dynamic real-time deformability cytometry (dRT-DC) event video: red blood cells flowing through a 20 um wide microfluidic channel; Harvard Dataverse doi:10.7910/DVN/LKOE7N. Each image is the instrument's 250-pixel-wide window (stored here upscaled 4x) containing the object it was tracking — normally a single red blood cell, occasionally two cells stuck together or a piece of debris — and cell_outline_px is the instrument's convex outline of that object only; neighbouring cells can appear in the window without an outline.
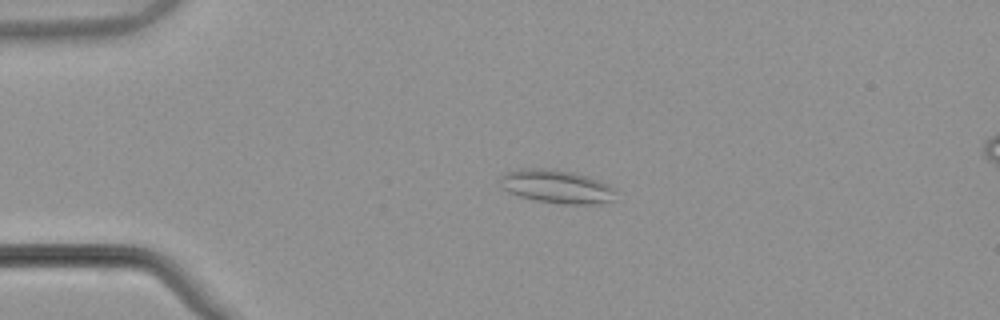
{"species": "common noctule bat (a hibernating species)", "species_latin": "Nyctalus noctula", "temperature_condition": "warm", "stored_images_in_passage": 55, "camera_frame_rate_fps": 3000, "um_per_image_px": 0.085, "animal": {"sex": "male", "body_mass_g": 21.5, "forearm_length_mm": 52.0}, "frame": {"image": 1, "passage_image": 14, "time_ms": 4.333, "image_size_px": [1000, 320], "cell_outline_px": [[612, 200], [596, 204], [560, 204], [532, 200], [508, 192], [504, 188], [500, 176], [508, 172], [524, 168], [540, 168], [572, 172], [596, 180], [612, 188]], "centroid_in_image_um": [47.24, 15.87], "position_along_channel_um": 37.8, "area_um2": 21.79}}
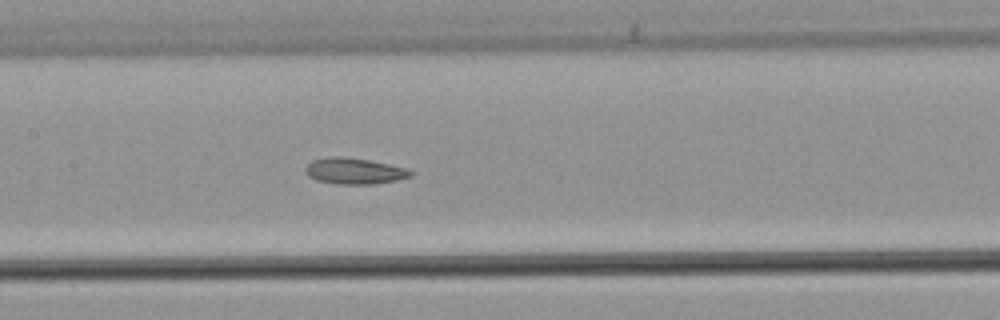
{"frame": {"image": 2, "passage_image": 28, "time_ms": 9.0, "image_size_px": [1000, 320], "cell_outline_px": [[416, 172], [412, 176], [396, 180], [372, 184], [340, 184], [316, 180], [308, 176], [304, 172], [304, 168], [312, 160], [328, 156], [344, 156], [368, 160], [408, 168]], "centroid_in_image_um": [30.12, 14.53], "position_along_channel_um": 177.3, "area_um2": 16.18}}
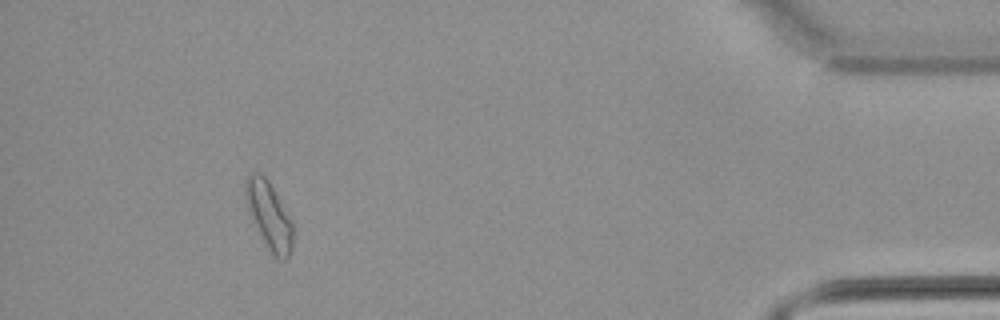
{"frame": {"image": 3, "passage_image": 51, "time_ms": 16.667, "image_size_px": [1000, 320], "cell_outline_px": [[296, 228], [292, 248], [288, 256], [284, 260], [280, 260], [268, 248], [248, 212], [244, 196], [244, 180], [248, 172], [260, 172], [268, 180], [292, 220]], "centroid_in_image_um": [22.87, 18.27], "position_along_channel_um": 412.3, "area_um2": 18.96}, "authors_computed_cell_mechanics": {"area_um2": 17.051, "velocity_mm_per_s": 3.8414, "shape_relaxation_time_tau1_ms": null, "shape_relaxation_time_tau2_ms": 3.5443, "deformation_change_tau1": null, "deformation_change_tau2": 0.1073}}